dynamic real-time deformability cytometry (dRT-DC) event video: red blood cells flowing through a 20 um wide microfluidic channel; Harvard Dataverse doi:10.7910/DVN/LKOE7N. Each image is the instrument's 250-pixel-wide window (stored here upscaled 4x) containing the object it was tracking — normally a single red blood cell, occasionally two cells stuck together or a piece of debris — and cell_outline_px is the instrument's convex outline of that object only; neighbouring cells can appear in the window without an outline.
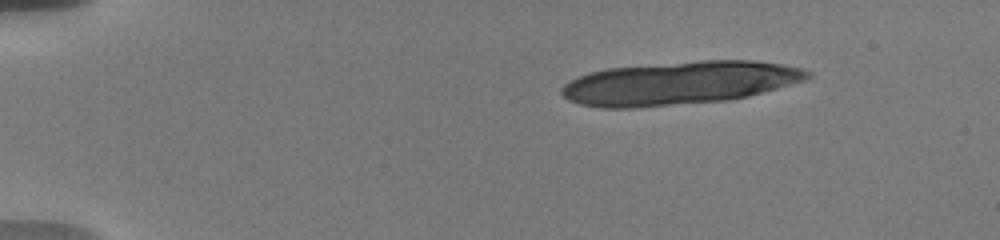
{"species": "human", "species_latin": "Homo sapiens", "temperature_condition": "warm", "stored_images_in_passage": 14, "camera_frame_rate_fps": 3000, "um_per_image_px": 0.085, "donor": {"sex": "male"}, "frame": {"image": 1, "passage_image": 1, "time_ms": 0.0, "image_size_px": [1000, 240], "cell_outline_px": [[812, 76], [808, 80], [748, 96], [728, 100], [636, 108], [600, 108], [580, 104], [568, 100], [560, 92], [560, 88], [568, 80], [588, 72], [608, 68], [700, 60], [756, 60], [804, 68], [812, 72]], "centroid_in_image_um": [57.75, 7.06], "position_along_channel_um": 27.2, "area_um2": 62.48}}